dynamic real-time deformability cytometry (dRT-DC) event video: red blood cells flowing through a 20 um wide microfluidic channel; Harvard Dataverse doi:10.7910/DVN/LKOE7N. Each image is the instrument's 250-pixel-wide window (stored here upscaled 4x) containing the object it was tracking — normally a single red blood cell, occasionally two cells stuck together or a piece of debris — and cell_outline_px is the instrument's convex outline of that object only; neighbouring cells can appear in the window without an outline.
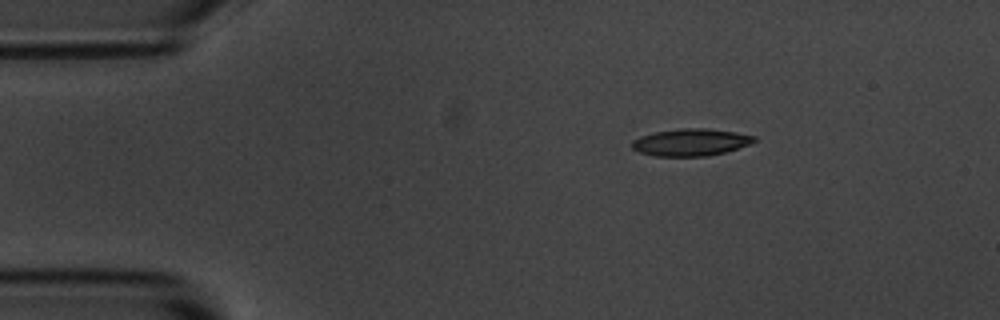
{"species": "common noctule bat (a hibernating species)", "species_latin": "Nyctalus noctula", "temperature_condition": "room temperature", "stored_images_in_passage": 3, "camera_frame_rate_fps": 3000, "um_per_image_px": 0.085, "animal": {"sex": "male", "body_mass_g": 20.1, "forearm_length_mm": 53.5}, "frame": {"image": 1, "passage_image": 1, "time_ms": 0.0, "image_size_px": [1000, 320], "cell_outline_px": [[756, 140], [748, 144], [724, 152], [704, 156], [652, 156], [640, 152], [632, 148], [632, 140], [640, 136], [656, 132], [680, 128], [704, 128], [736, 132], [756, 136]], "centroid_in_image_um": [58.68, 12.09], "position_along_channel_um": 26.3, "area_um2": 19.13}}
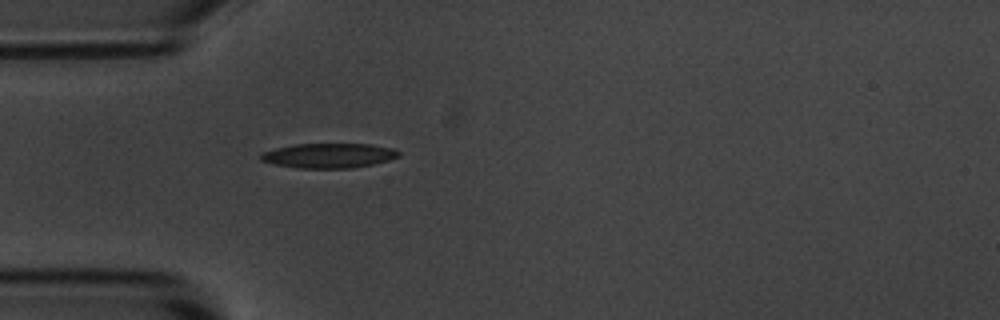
{"frame": {"image": 2, "passage_image": 3, "time_ms": 2.333, "image_size_px": [1000, 320], "cell_outline_px": [[400, 156], [388, 160], [372, 164], [352, 168], [296, 168], [272, 164], [260, 160], [260, 152], [292, 144], [372, 144], [392, 148], [400, 152]], "centroid_in_image_um": [27.9, 13.22], "position_along_channel_um": 57.1, "area_um2": 20.0}}